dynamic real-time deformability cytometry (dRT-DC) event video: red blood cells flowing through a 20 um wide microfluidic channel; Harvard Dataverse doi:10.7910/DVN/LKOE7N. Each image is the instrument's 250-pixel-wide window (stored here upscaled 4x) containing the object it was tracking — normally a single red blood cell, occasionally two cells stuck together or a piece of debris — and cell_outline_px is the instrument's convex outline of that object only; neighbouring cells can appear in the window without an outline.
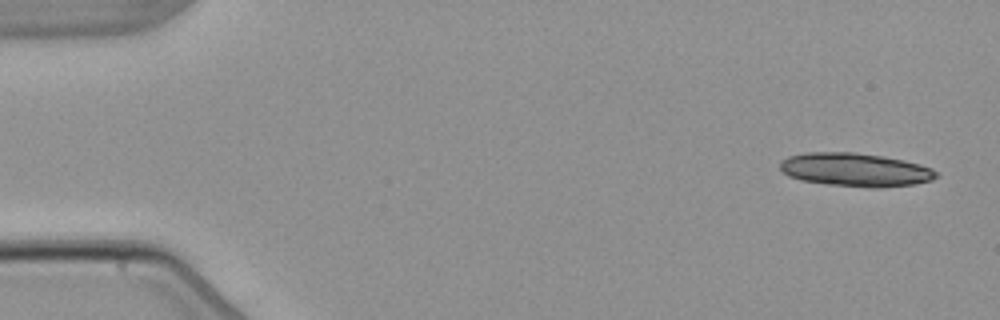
{"species": "common noctule bat (a hibernating species)", "species_latin": "Nyctalus noctula", "temperature_condition": "warm", "stored_images_in_passage": 7, "camera_frame_rate_fps": 3000, "um_per_image_px": 0.085, "animal": {"sex": "male", "body_mass_g": 21.5, "forearm_length_mm": 52.0}, "frame": {"image": 1, "passage_image": 1, "time_ms": 0.0, "image_size_px": [1000, 320], "cell_outline_px": [[940, 176], [932, 180], [912, 184], [880, 188], [872, 188], [828, 184], [800, 180], [788, 176], [780, 168], [780, 160], [788, 156], [804, 152], [852, 152], [884, 156], [904, 160], [920, 164], [932, 168]], "centroid_in_image_um": [72.7, 14.42], "position_along_channel_um": 12.3, "area_um2": 30.63}}
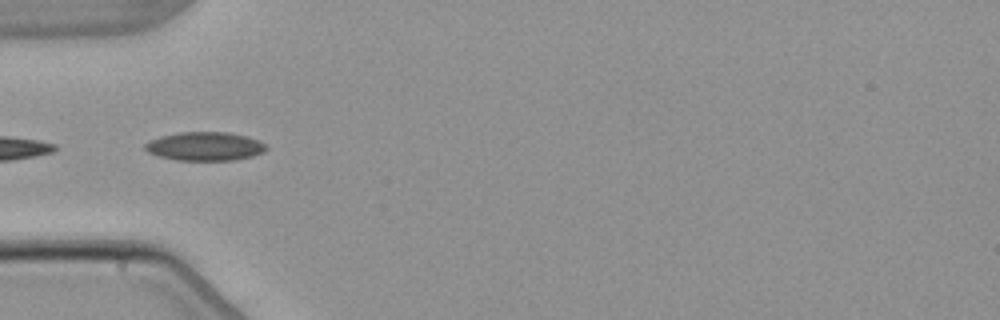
{"frame": {"image": 2, "passage_image": 5, "time_ms": 5.0, "image_size_px": [1000, 320], "cell_outline_px": [[268, 148], [264, 152], [252, 156], [232, 160], [176, 160], [160, 156], [148, 152], [144, 148], [144, 144], [148, 140], [160, 136], [180, 132], [228, 132], [248, 136], [260, 140], [268, 144]], "centroid_in_image_um": [17.45, 12.42], "position_along_channel_um": 67.6, "area_um2": 20.46}}
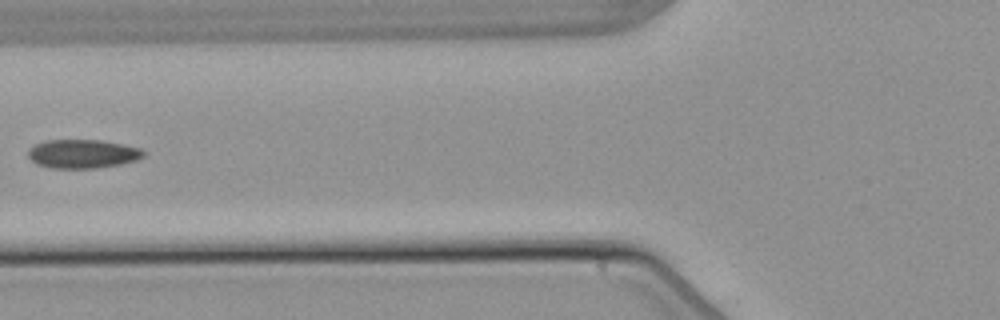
{"frame": {"image": 3, "passage_image": 6, "time_ms": 6.333, "image_size_px": [1000, 320], "cell_outline_px": [[144, 156], [136, 160], [120, 164], [96, 168], [52, 168], [36, 164], [28, 156], [28, 152], [36, 144], [48, 140], [100, 140], [140, 148], [144, 152]], "centroid_in_image_um": [7.02, 13.08], "position_along_channel_um": 118.8, "area_um2": 19.07}}